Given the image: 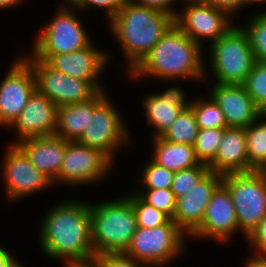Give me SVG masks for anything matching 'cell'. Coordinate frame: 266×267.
<instances>
[{"label":"cell","mask_w":266,"mask_h":267,"mask_svg":"<svg viewBox=\"0 0 266 267\" xmlns=\"http://www.w3.org/2000/svg\"><path fill=\"white\" fill-rule=\"evenodd\" d=\"M130 200L137 221V227L154 228L165 224L170 218L162 211L144 202L136 192L125 194Z\"/></svg>","instance_id":"f546056e"},{"label":"cell","mask_w":266,"mask_h":267,"mask_svg":"<svg viewBox=\"0 0 266 267\" xmlns=\"http://www.w3.org/2000/svg\"><path fill=\"white\" fill-rule=\"evenodd\" d=\"M209 4L217 9L225 11L233 20L235 15L246 8L245 0H209Z\"/></svg>","instance_id":"f35d334b"},{"label":"cell","mask_w":266,"mask_h":267,"mask_svg":"<svg viewBox=\"0 0 266 267\" xmlns=\"http://www.w3.org/2000/svg\"><path fill=\"white\" fill-rule=\"evenodd\" d=\"M177 3H180L181 5H187V4H201V3H209V0H176Z\"/></svg>","instance_id":"bcb514c9"},{"label":"cell","mask_w":266,"mask_h":267,"mask_svg":"<svg viewBox=\"0 0 266 267\" xmlns=\"http://www.w3.org/2000/svg\"><path fill=\"white\" fill-rule=\"evenodd\" d=\"M49 22L42 25L33 42L32 55L66 54L82 50L92 42L90 33L77 15L78 9L58 6Z\"/></svg>","instance_id":"9c48e42d"},{"label":"cell","mask_w":266,"mask_h":267,"mask_svg":"<svg viewBox=\"0 0 266 267\" xmlns=\"http://www.w3.org/2000/svg\"><path fill=\"white\" fill-rule=\"evenodd\" d=\"M181 7L180 10V7L177 9L174 24L203 48L205 41L208 45L212 44L235 25L225 11L209 3L187 4Z\"/></svg>","instance_id":"4fadbf2b"},{"label":"cell","mask_w":266,"mask_h":267,"mask_svg":"<svg viewBox=\"0 0 266 267\" xmlns=\"http://www.w3.org/2000/svg\"><path fill=\"white\" fill-rule=\"evenodd\" d=\"M249 169L261 171L266 165V116L245 128Z\"/></svg>","instance_id":"d4e9b609"},{"label":"cell","mask_w":266,"mask_h":267,"mask_svg":"<svg viewBox=\"0 0 266 267\" xmlns=\"http://www.w3.org/2000/svg\"><path fill=\"white\" fill-rule=\"evenodd\" d=\"M208 47L205 51H208L209 59L204 60L209 62H204L205 66L208 64L204 67V77L211 78L212 75L214 80L211 83L243 85L251 72L255 58L241 24L237 22ZM208 70L211 71L210 74Z\"/></svg>","instance_id":"5b68a950"},{"label":"cell","mask_w":266,"mask_h":267,"mask_svg":"<svg viewBox=\"0 0 266 267\" xmlns=\"http://www.w3.org/2000/svg\"><path fill=\"white\" fill-rule=\"evenodd\" d=\"M1 159V175L6 200L16 202L23 198L52 189V181L34 167L16 144H8Z\"/></svg>","instance_id":"8fae6325"},{"label":"cell","mask_w":266,"mask_h":267,"mask_svg":"<svg viewBox=\"0 0 266 267\" xmlns=\"http://www.w3.org/2000/svg\"><path fill=\"white\" fill-rule=\"evenodd\" d=\"M187 238L176 223L169 219L158 227H137L124 253L151 267H167L186 252Z\"/></svg>","instance_id":"52a82bcc"},{"label":"cell","mask_w":266,"mask_h":267,"mask_svg":"<svg viewBox=\"0 0 266 267\" xmlns=\"http://www.w3.org/2000/svg\"><path fill=\"white\" fill-rule=\"evenodd\" d=\"M209 170L221 175L250 172L246 131L242 127L224 128V135Z\"/></svg>","instance_id":"7402d4cb"},{"label":"cell","mask_w":266,"mask_h":267,"mask_svg":"<svg viewBox=\"0 0 266 267\" xmlns=\"http://www.w3.org/2000/svg\"><path fill=\"white\" fill-rule=\"evenodd\" d=\"M127 0H86L79 8V11H91V9L104 10L106 22H109L125 5ZM91 8V9H90Z\"/></svg>","instance_id":"d590c367"},{"label":"cell","mask_w":266,"mask_h":267,"mask_svg":"<svg viewBox=\"0 0 266 267\" xmlns=\"http://www.w3.org/2000/svg\"><path fill=\"white\" fill-rule=\"evenodd\" d=\"M239 231L234 203L229 190L221 183L212 193L200 226L188 239L214 240L217 244H229L228 241L239 234Z\"/></svg>","instance_id":"9a60e30c"},{"label":"cell","mask_w":266,"mask_h":267,"mask_svg":"<svg viewBox=\"0 0 266 267\" xmlns=\"http://www.w3.org/2000/svg\"><path fill=\"white\" fill-rule=\"evenodd\" d=\"M22 55L17 56L0 80V127L7 130L36 90L34 72Z\"/></svg>","instance_id":"5bb4252c"},{"label":"cell","mask_w":266,"mask_h":267,"mask_svg":"<svg viewBox=\"0 0 266 267\" xmlns=\"http://www.w3.org/2000/svg\"><path fill=\"white\" fill-rule=\"evenodd\" d=\"M209 171L208 165L200 163L198 166L175 172L171 186L175 198L186 196Z\"/></svg>","instance_id":"1f68e13d"},{"label":"cell","mask_w":266,"mask_h":267,"mask_svg":"<svg viewBox=\"0 0 266 267\" xmlns=\"http://www.w3.org/2000/svg\"><path fill=\"white\" fill-rule=\"evenodd\" d=\"M93 260L99 267H151L136 261L124 252L98 254Z\"/></svg>","instance_id":"e575fe53"},{"label":"cell","mask_w":266,"mask_h":267,"mask_svg":"<svg viewBox=\"0 0 266 267\" xmlns=\"http://www.w3.org/2000/svg\"><path fill=\"white\" fill-rule=\"evenodd\" d=\"M90 203L91 240L95 255L125 252L137 229L136 215L126 196Z\"/></svg>","instance_id":"277c9868"},{"label":"cell","mask_w":266,"mask_h":267,"mask_svg":"<svg viewBox=\"0 0 266 267\" xmlns=\"http://www.w3.org/2000/svg\"><path fill=\"white\" fill-rule=\"evenodd\" d=\"M64 1L61 2L62 3L60 4L61 6L66 8L78 9L86 0H64Z\"/></svg>","instance_id":"ee69618b"},{"label":"cell","mask_w":266,"mask_h":267,"mask_svg":"<svg viewBox=\"0 0 266 267\" xmlns=\"http://www.w3.org/2000/svg\"><path fill=\"white\" fill-rule=\"evenodd\" d=\"M245 264V265H244ZM266 267V257L250 255L244 260L242 267Z\"/></svg>","instance_id":"60d3db41"},{"label":"cell","mask_w":266,"mask_h":267,"mask_svg":"<svg viewBox=\"0 0 266 267\" xmlns=\"http://www.w3.org/2000/svg\"><path fill=\"white\" fill-rule=\"evenodd\" d=\"M139 184L141 189H167L171 188L174 172L160 166L152 159L142 167Z\"/></svg>","instance_id":"4dcf8cb0"},{"label":"cell","mask_w":266,"mask_h":267,"mask_svg":"<svg viewBox=\"0 0 266 267\" xmlns=\"http://www.w3.org/2000/svg\"><path fill=\"white\" fill-rule=\"evenodd\" d=\"M182 88L179 85L177 87L171 85L170 88L145 94L141 98L147 125L154 130L152 138L160 137L188 105L189 101L186 98L188 93L186 94Z\"/></svg>","instance_id":"d6986e66"},{"label":"cell","mask_w":266,"mask_h":267,"mask_svg":"<svg viewBox=\"0 0 266 267\" xmlns=\"http://www.w3.org/2000/svg\"><path fill=\"white\" fill-rule=\"evenodd\" d=\"M246 2V8L249 6V7H252V6H259L260 4V7H262V5L266 4V0H245ZM265 12H266V9L264 8Z\"/></svg>","instance_id":"f6af8a7d"},{"label":"cell","mask_w":266,"mask_h":267,"mask_svg":"<svg viewBox=\"0 0 266 267\" xmlns=\"http://www.w3.org/2000/svg\"><path fill=\"white\" fill-rule=\"evenodd\" d=\"M136 194L147 204L165 213L172 219L176 209V198L171 188L139 189Z\"/></svg>","instance_id":"836d02e7"},{"label":"cell","mask_w":266,"mask_h":267,"mask_svg":"<svg viewBox=\"0 0 266 267\" xmlns=\"http://www.w3.org/2000/svg\"><path fill=\"white\" fill-rule=\"evenodd\" d=\"M151 140L153 144L151 159L174 173L198 166L201 163L197 159L192 145L173 143L161 137L151 138Z\"/></svg>","instance_id":"cb8c5ba5"},{"label":"cell","mask_w":266,"mask_h":267,"mask_svg":"<svg viewBox=\"0 0 266 267\" xmlns=\"http://www.w3.org/2000/svg\"><path fill=\"white\" fill-rule=\"evenodd\" d=\"M241 27L248 36L255 61L266 62V12L258 10Z\"/></svg>","instance_id":"83f0119b"},{"label":"cell","mask_w":266,"mask_h":267,"mask_svg":"<svg viewBox=\"0 0 266 267\" xmlns=\"http://www.w3.org/2000/svg\"><path fill=\"white\" fill-rule=\"evenodd\" d=\"M224 135V128L199 129L193 144L197 159L208 165L216 156Z\"/></svg>","instance_id":"f1b7e54d"},{"label":"cell","mask_w":266,"mask_h":267,"mask_svg":"<svg viewBox=\"0 0 266 267\" xmlns=\"http://www.w3.org/2000/svg\"><path fill=\"white\" fill-rule=\"evenodd\" d=\"M243 85L254 103L262 110L266 106V62L255 61Z\"/></svg>","instance_id":"d6a6232c"},{"label":"cell","mask_w":266,"mask_h":267,"mask_svg":"<svg viewBox=\"0 0 266 267\" xmlns=\"http://www.w3.org/2000/svg\"><path fill=\"white\" fill-rule=\"evenodd\" d=\"M57 109L48 97L35 90L22 112L8 128L9 131L13 129L14 133L16 132L15 140L10 141V144H16L25 138L55 135Z\"/></svg>","instance_id":"e0dca14e"},{"label":"cell","mask_w":266,"mask_h":267,"mask_svg":"<svg viewBox=\"0 0 266 267\" xmlns=\"http://www.w3.org/2000/svg\"><path fill=\"white\" fill-rule=\"evenodd\" d=\"M261 115L266 116V106L261 110Z\"/></svg>","instance_id":"c3c4849f"},{"label":"cell","mask_w":266,"mask_h":267,"mask_svg":"<svg viewBox=\"0 0 266 267\" xmlns=\"http://www.w3.org/2000/svg\"><path fill=\"white\" fill-rule=\"evenodd\" d=\"M222 184L234 203L239 230L247 237L266 217V178L261 171L223 175Z\"/></svg>","instance_id":"ba28073f"},{"label":"cell","mask_w":266,"mask_h":267,"mask_svg":"<svg viewBox=\"0 0 266 267\" xmlns=\"http://www.w3.org/2000/svg\"><path fill=\"white\" fill-rule=\"evenodd\" d=\"M245 243L249 245L251 255L266 257V217L261 220L257 228L247 237Z\"/></svg>","instance_id":"8d00e7d4"},{"label":"cell","mask_w":266,"mask_h":267,"mask_svg":"<svg viewBox=\"0 0 266 267\" xmlns=\"http://www.w3.org/2000/svg\"><path fill=\"white\" fill-rule=\"evenodd\" d=\"M261 172L263 173L264 177L266 178V165L263 167V169L261 170Z\"/></svg>","instance_id":"681fc988"},{"label":"cell","mask_w":266,"mask_h":267,"mask_svg":"<svg viewBox=\"0 0 266 267\" xmlns=\"http://www.w3.org/2000/svg\"><path fill=\"white\" fill-rule=\"evenodd\" d=\"M114 103L106 90L98 91L93 96V116L90 124L77 140L87 147L100 150L113 163L119 150L123 147L126 150L134 141L124 116Z\"/></svg>","instance_id":"8992f818"},{"label":"cell","mask_w":266,"mask_h":267,"mask_svg":"<svg viewBox=\"0 0 266 267\" xmlns=\"http://www.w3.org/2000/svg\"><path fill=\"white\" fill-rule=\"evenodd\" d=\"M62 265H64V267H99L94 260L86 262H68Z\"/></svg>","instance_id":"b9f144b4"},{"label":"cell","mask_w":266,"mask_h":267,"mask_svg":"<svg viewBox=\"0 0 266 267\" xmlns=\"http://www.w3.org/2000/svg\"><path fill=\"white\" fill-rule=\"evenodd\" d=\"M107 24L126 57L128 75L171 28L174 18L127 0Z\"/></svg>","instance_id":"3957f363"},{"label":"cell","mask_w":266,"mask_h":267,"mask_svg":"<svg viewBox=\"0 0 266 267\" xmlns=\"http://www.w3.org/2000/svg\"><path fill=\"white\" fill-rule=\"evenodd\" d=\"M22 58L31 66L36 90L48 97L57 107L91 99L98 90L87 80L65 75L35 58L30 52Z\"/></svg>","instance_id":"7c38bea8"},{"label":"cell","mask_w":266,"mask_h":267,"mask_svg":"<svg viewBox=\"0 0 266 267\" xmlns=\"http://www.w3.org/2000/svg\"><path fill=\"white\" fill-rule=\"evenodd\" d=\"M109 54L92 42L88 47L72 53L33 56L67 76L89 81L98 91H102L106 87L101 82V76L111 60Z\"/></svg>","instance_id":"2e32d148"},{"label":"cell","mask_w":266,"mask_h":267,"mask_svg":"<svg viewBox=\"0 0 266 267\" xmlns=\"http://www.w3.org/2000/svg\"><path fill=\"white\" fill-rule=\"evenodd\" d=\"M87 201L83 198L63 199L45 211L39 222L38 242L47 258L61 260L60 264L94 259Z\"/></svg>","instance_id":"6da1fadb"},{"label":"cell","mask_w":266,"mask_h":267,"mask_svg":"<svg viewBox=\"0 0 266 267\" xmlns=\"http://www.w3.org/2000/svg\"><path fill=\"white\" fill-rule=\"evenodd\" d=\"M23 261L21 260V262L19 260H15L9 267H25V265H22L24 263H22Z\"/></svg>","instance_id":"7dc6e473"},{"label":"cell","mask_w":266,"mask_h":267,"mask_svg":"<svg viewBox=\"0 0 266 267\" xmlns=\"http://www.w3.org/2000/svg\"><path fill=\"white\" fill-rule=\"evenodd\" d=\"M208 91L223 112L227 127L246 128L261 116L244 85L212 83Z\"/></svg>","instance_id":"ffe728a7"},{"label":"cell","mask_w":266,"mask_h":267,"mask_svg":"<svg viewBox=\"0 0 266 267\" xmlns=\"http://www.w3.org/2000/svg\"><path fill=\"white\" fill-rule=\"evenodd\" d=\"M25 2V0H0V9H12L15 6L21 5ZM21 3V4H20Z\"/></svg>","instance_id":"7bdbcfd3"},{"label":"cell","mask_w":266,"mask_h":267,"mask_svg":"<svg viewBox=\"0 0 266 267\" xmlns=\"http://www.w3.org/2000/svg\"><path fill=\"white\" fill-rule=\"evenodd\" d=\"M114 165L115 163L100 150L87 147L78 141H69L59 175L52 183L53 186L58 183L72 187L96 185L108 178L106 176L110 175Z\"/></svg>","instance_id":"30bf717a"},{"label":"cell","mask_w":266,"mask_h":267,"mask_svg":"<svg viewBox=\"0 0 266 267\" xmlns=\"http://www.w3.org/2000/svg\"><path fill=\"white\" fill-rule=\"evenodd\" d=\"M223 175L209 171L186 196L176 199L172 220L189 237L201 224L212 193Z\"/></svg>","instance_id":"ac0fdd59"},{"label":"cell","mask_w":266,"mask_h":267,"mask_svg":"<svg viewBox=\"0 0 266 267\" xmlns=\"http://www.w3.org/2000/svg\"><path fill=\"white\" fill-rule=\"evenodd\" d=\"M68 142L59 136L51 135L25 138L16 145L31 164L53 182L59 175Z\"/></svg>","instance_id":"44dd1931"},{"label":"cell","mask_w":266,"mask_h":267,"mask_svg":"<svg viewBox=\"0 0 266 267\" xmlns=\"http://www.w3.org/2000/svg\"><path fill=\"white\" fill-rule=\"evenodd\" d=\"M16 256L9 252L6 248L0 247V267H9L15 260Z\"/></svg>","instance_id":"ab89813d"},{"label":"cell","mask_w":266,"mask_h":267,"mask_svg":"<svg viewBox=\"0 0 266 267\" xmlns=\"http://www.w3.org/2000/svg\"><path fill=\"white\" fill-rule=\"evenodd\" d=\"M133 4L140 5L143 7L155 9L171 15L174 19L177 15L178 10H176V5H178L176 0H128Z\"/></svg>","instance_id":"74e56055"},{"label":"cell","mask_w":266,"mask_h":267,"mask_svg":"<svg viewBox=\"0 0 266 267\" xmlns=\"http://www.w3.org/2000/svg\"><path fill=\"white\" fill-rule=\"evenodd\" d=\"M205 51L176 24L163 35L143 60L128 74L131 80L145 77L173 84L178 81H203ZM205 57V58H204ZM156 77V78H155ZM204 80H203V79ZM167 81V82H166Z\"/></svg>","instance_id":"7a4b0ae2"},{"label":"cell","mask_w":266,"mask_h":267,"mask_svg":"<svg viewBox=\"0 0 266 267\" xmlns=\"http://www.w3.org/2000/svg\"><path fill=\"white\" fill-rule=\"evenodd\" d=\"M208 94L206 96L193 97L188 105L193 109L199 129L227 128L223 112L215 100ZM207 97V98H206Z\"/></svg>","instance_id":"4316f807"},{"label":"cell","mask_w":266,"mask_h":267,"mask_svg":"<svg viewBox=\"0 0 266 267\" xmlns=\"http://www.w3.org/2000/svg\"><path fill=\"white\" fill-rule=\"evenodd\" d=\"M198 131L196 116L193 109L187 105L160 137L173 143H183L193 146Z\"/></svg>","instance_id":"484cf974"},{"label":"cell","mask_w":266,"mask_h":267,"mask_svg":"<svg viewBox=\"0 0 266 267\" xmlns=\"http://www.w3.org/2000/svg\"><path fill=\"white\" fill-rule=\"evenodd\" d=\"M93 116V97L87 101L62 105L57 109L55 135L68 141H77Z\"/></svg>","instance_id":"603a6c76"}]
</instances>
